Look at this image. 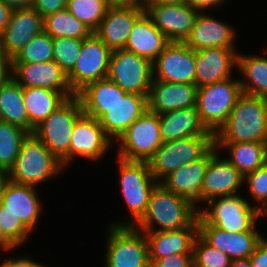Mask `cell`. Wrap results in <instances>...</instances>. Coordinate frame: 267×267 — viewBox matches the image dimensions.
Wrapping results in <instances>:
<instances>
[{
	"mask_svg": "<svg viewBox=\"0 0 267 267\" xmlns=\"http://www.w3.org/2000/svg\"><path fill=\"white\" fill-rule=\"evenodd\" d=\"M198 210L190 200L158 182L151 192L146 213L134 227L142 232L178 230L190 226L197 219Z\"/></svg>",
	"mask_w": 267,
	"mask_h": 267,
	"instance_id": "obj_1",
	"label": "cell"
},
{
	"mask_svg": "<svg viewBox=\"0 0 267 267\" xmlns=\"http://www.w3.org/2000/svg\"><path fill=\"white\" fill-rule=\"evenodd\" d=\"M214 140L215 143H267V98L243 93Z\"/></svg>",
	"mask_w": 267,
	"mask_h": 267,
	"instance_id": "obj_2",
	"label": "cell"
},
{
	"mask_svg": "<svg viewBox=\"0 0 267 267\" xmlns=\"http://www.w3.org/2000/svg\"><path fill=\"white\" fill-rule=\"evenodd\" d=\"M64 168L61 160L51 153L33 133L23 140L9 180L16 184L37 186L55 177Z\"/></svg>",
	"mask_w": 267,
	"mask_h": 267,
	"instance_id": "obj_3",
	"label": "cell"
},
{
	"mask_svg": "<svg viewBox=\"0 0 267 267\" xmlns=\"http://www.w3.org/2000/svg\"><path fill=\"white\" fill-rule=\"evenodd\" d=\"M119 185L131 213L128 222L112 226H134L146 213L149 198L158 181L153 177L148 162L127 161L119 158Z\"/></svg>",
	"mask_w": 267,
	"mask_h": 267,
	"instance_id": "obj_4",
	"label": "cell"
},
{
	"mask_svg": "<svg viewBox=\"0 0 267 267\" xmlns=\"http://www.w3.org/2000/svg\"><path fill=\"white\" fill-rule=\"evenodd\" d=\"M206 203L208 209H199L198 214L208 224L232 233L257 231L256 221L262 217L260 206H252L239 194L216 197Z\"/></svg>",
	"mask_w": 267,
	"mask_h": 267,
	"instance_id": "obj_5",
	"label": "cell"
},
{
	"mask_svg": "<svg viewBox=\"0 0 267 267\" xmlns=\"http://www.w3.org/2000/svg\"><path fill=\"white\" fill-rule=\"evenodd\" d=\"M225 79L197 89L196 108L207 129L214 135L225 124L243 94L240 80Z\"/></svg>",
	"mask_w": 267,
	"mask_h": 267,
	"instance_id": "obj_6",
	"label": "cell"
},
{
	"mask_svg": "<svg viewBox=\"0 0 267 267\" xmlns=\"http://www.w3.org/2000/svg\"><path fill=\"white\" fill-rule=\"evenodd\" d=\"M214 145V136H190L162 143L148 161L150 171L161 182L179 167L202 158Z\"/></svg>",
	"mask_w": 267,
	"mask_h": 267,
	"instance_id": "obj_7",
	"label": "cell"
},
{
	"mask_svg": "<svg viewBox=\"0 0 267 267\" xmlns=\"http://www.w3.org/2000/svg\"><path fill=\"white\" fill-rule=\"evenodd\" d=\"M83 114L77 95L69 97L52 112L33 132L59 160L69 153L71 135L77 119Z\"/></svg>",
	"mask_w": 267,
	"mask_h": 267,
	"instance_id": "obj_8",
	"label": "cell"
},
{
	"mask_svg": "<svg viewBox=\"0 0 267 267\" xmlns=\"http://www.w3.org/2000/svg\"><path fill=\"white\" fill-rule=\"evenodd\" d=\"M105 267H151L144 232L134 226H110Z\"/></svg>",
	"mask_w": 267,
	"mask_h": 267,
	"instance_id": "obj_9",
	"label": "cell"
},
{
	"mask_svg": "<svg viewBox=\"0 0 267 267\" xmlns=\"http://www.w3.org/2000/svg\"><path fill=\"white\" fill-rule=\"evenodd\" d=\"M118 158L127 161L148 162L162 146L159 114L147 110L116 140Z\"/></svg>",
	"mask_w": 267,
	"mask_h": 267,
	"instance_id": "obj_10",
	"label": "cell"
},
{
	"mask_svg": "<svg viewBox=\"0 0 267 267\" xmlns=\"http://www.w3.org/2000/svg\"><path fill=\"white\" fill-rule=\"evenodd\" d=\"M107 78L126 93L148 98L153 81V62L125 49L113 50Z\"/></svg>",
	"mask_w": 267,
	"mask_h": 267,
	"instance_id": "obj_11",
	"label": "cell"
},
{
	"mask_svg": "<svg viewBox=\"0 0 267 267\" xmlns=\"http://www.w3.org/2000/svg\"><path fill=\"white\" fill-rule=\"evenodd\" d=\"M111 52L94 32L83 40L78 60L67 74L68 83L75 94L87 84L107 78Z\"/></svg>",
	"mask_w": 267,
	"mask_h": 267,
	"instance_id": "obj_12",
	"label": "cell"
},
{
	"mask_svg": "<svg viewBox=\"0 0 267 267\" xmlns=\"http://www.w3.org/2000/svg\"><path fill=\"white\" fill-rule=\"evenodd\" d=\"M112 144V139L105 133L99 121L83 113L74 125L69 153L61 163L64 167L68 166L76 156L97 161L104 157Z\"/></svg>",
	"mask_w": 267,
	"mask_h": 267,
	"instance_id": "obj_13",
	"label": "cell"
},
{
	"mask_svg": "<svg viewBox=\"0 0 267 267\" xmlns=\"http://www.w3.org/2000/svg\"><path fill=\"white\" fill-rule=\"evenodd\" d=\"M196 51L184 42H170L153 61V79L195 84Z\"/></svg>",
	"mask_w": 267,
	"mask_h": 267,
	"instance_id": "obj_14",
	"label": "cell"
},
{
	"mask_svg": "<svg viewBox=\"0 0 267 267\" xmlns=\"http://www.w3.org/2000/svg\"><path fill=\"white\" fill-rule=\"evenodd\" d=\"M146 14L171 42H184L199 12L190 5L147 3Z\"/></svg>",
	"mask_w": 267,
	"mask_h": 267,
	"instance_id": "obj_15",
	"label": "cell"
},
{
	"mask_svg": "<svg viewBox=\"0 0 267 267\" xmlns=\"http://www.w3.org/2000/svg\"><path fill=\"white\" fill-rule=\"evenodd\" d=\"M198 234L212 247L234 259L249 258L263 238L258 231L227 232L208 224L198 214Z\"/></svg>",
	"mask_w": 267,
	"mask_h": 267,
	"instance_id": "obj_16",
	"label": "cell"
},
{
	"mask_svg": "<svg viewBox=\"0 0 267 267\" xmlns=\"http://www.w3.org/2000/svg\"><path fill=\"white\" fill-rule=\"evenodd\" d=\"M12 78L23 88H47L64 92L69 97L76 95L68 83L67 73L53 60L39 63H12Z\"/></svg>",
	"mask_w": 267,
	"mask_h": 267,
	"instance_id": "obj_17",
	"label": "cell"
},
{
	"mask_svg": "<svg viewBox=\"0 0 267 267\" xmlns=\"http://www.w3.org/2000/svg\"><path fill=\"white\" fill-rule=\"evenodd\" d=\"M235 48H204L196 51L195 85L200 88L232 76L237 67L238 51Z\"/></svg>",
	"mask_w": 267,
	"mask_h": 267,
	"instance_id": "obj_18",
	"label": "cell"
},
{
	"mask_svg": "<svg viewBox=\"0 0 267 267\" xmlns=\"http://www.w3.org/2000/svg\"><path fill=\"white\" fill-rule=\"evenodd\" d=\"M219 152L210 160L201 185V202L238 194L245 176Z\"/></svg>",
	"mask_w": 267,
	"mask_h": 267,
	"instance_id": "obj_19",
	"label": "cell"
},
{
	"mask_svg": "<svg viewBox=\"0 0 267 267\" xmlns=\"http://www.w3.org/2000/svg\"><path fill=\"white\" fill-rule=\"evenodd\" d=\"M36 187L8 181L0 198L1 213H11L32 232L41 212Z\"/></svg>",
	"mask_w": 267,
	"mask_h": 267,
	"instance_id": "obj_20",
	"label": "cell"
},
{
	"mask_svg": "<svg viewBox=\"0 0 267 267\" xmlns=\"http://www.w3.org/2000/svg\"><path fill=\"white\" fill-rule=\"evenodd\" d=\"M218 153L214 145L202 158L185 164L166 176L162 183L169 191L190 200L197 207L201 185L210 160Z\"/></svg>",
	"mask_w": 267,
	"mask_h": 267,
	"instance_id": "obj_21",
	"label": "cell"
},
{
	"mask_svg": "<svg viewBox=\"0 0 267 267\" xmlns=\"http://www.w3.org/2000/svg\"><path fill=\"white\" fill-rule=\"evenodd\" d=\"M197 89L195 84L152 81L147 98L148 110L163 114L196 106Z\"/></svg>",
	"mask_w": 267,
	"mask_h": 267,
	"instance_id": "obj_22",
	"label": "cell"
},
{
	"mask_svg": "<svg viewBox=\"0 0 267 267\" xmlns=\"http://www.w3.org/2000/svg\"><path fill=\"white\" fill-rule=\"evenodd\" d=\"M43 31V17L31 6L13 9L10 21L1 34L6 54L12 59L35 36Z\"/></svg>",
	"mask_w": 267,
	"mask_h": 267,
	"instance_id": "obj_23",
	"label": "cell"
},
{
	"mask_svg": "<svg viewBox=\"0 0 267 267\" xmlns=\"http://www.w3.org/2000/svg\"><path fill=\"white\" fill-rule=\"evenodd\" d=\"M145 8L108 7L94 33L113 51L125 49L129 34Z\"/></svg>",
	"mask_w": 267,
	"mask_h": 267,
	"instance_id": "obj_24",
	"label": "cell"
},
{
	"mask_svg": "<svg viewBox=\"0 0 267 267\" xmlns=\"http://www.w3.org/2000/svg\"><path fill=\"white\" fill-rule=\"evenodd\" d=\"M235 30L208 13H199L184 43L195 51L218 47L235 48Z\"/></svg>",
	"mask_w": 267,
	"mask_h": 267,
	"instance_id": "obj_25",
	"label": "cell"
},
{
	"mask_svg": "<svg viewBox=\"0 0 267 267\" xmlns=\"http://www.w3.org/2000/svg\"><path fill=\"white\" fill-rule=\"evenodd\" d=\"M147 110L146 96L127 93L123 99L109 108L108 112L104 113L98 121L105 133L115 142Z\"/></svg>",
	"mask_w": 267,
	"mask_h": 267,
	"instance_id": "obj_26",
	"label": "cell"
},
{
	"mask_svg": "<svg viewBox=\"0 0 267 267\" xmlns=\"http://www.w3.org/2000/svg\"><path fill=\"white\" fill-rule=\"evenodd\" d=\"M144 234L148 242L149 259H160L173 254H192L193 243L198 235V217L188 227Z\"/></svg>",
	"mask_w": 267,
	"mask_h": 267,
	"instance_id": "obj_27",
	"label": "cell"
},
{
	"mask_svg": "<svg viewBox=\"0 0 267 267\" xmlns=\"http://www.w3.org/2000/svg\"><path fill=\"white\" fill-rule=\"evenodd\" d=\"M159 123L163 143L190 136H214L202 122L196 106L163 113Z\"/></svg>",
	"mask_w": 267,
	"mask_h": 267,
	"instance_id": "obj_28",
	"label": "cell"
},
{
	"mask_svg": "<svg viewBox=\"0 0 267 267\" xmlns=\"http://www.w3.org/2000/svg\"><path fill=\"white\" fill-rule=\"evenodd\" d=\"M170 42L144 12L132 27L125 50L153 62Z\"/></svg>",
	"mask_w": 267,
	"mask_h": 267,
	"instance_id": "obj_29",
	"label": "cell"
},
{
	"mask_svg": "<svg viewBox=\"0 0 267 267\" xmlns=\"http://www.w3.org/2000/svg\"><path fill=\"white\" fill-rule=\"evenodd\" d=\"M127 93L108 78L87 84L76 95L81 101L83 113L99 119Z\"/></svg>",
	"mask_w": 267,
	"mask_h": 267,
	"instance_id": "obj_30",
	"label": "cell"
},
{
	"mask_svg": "<svg viewBox=\"0 0 267 267\" xmlns=\"http://www.w3.org/2000/svg\"><path fill=\"white\" fill-rule=\"evenodd\" d=\"M23 98L30 122V133H33L35 128L61 106L69 96L61 91L27 87L23 88Z\"/></svg>",
	"mask_w": 267,
	"mask_h": 267,
	"instance_id": "obj_31",
	"label": "cell"
},
{
	"mask_svg": "<svg viewBox=\"0 0 267 267\" xmlns=\"http://www.w3.org/2000/svg\"><path fill=\"white\" fill-rule=\"evenodd\" d=\"M0 120L22 127L30 133L23 87L12 77L0 82Z\"/></svg>",
	"mask_w": 267,
	"mask_h": 267,
	"instance_id": "obj_32",
	"label": "cell"
},
{
	"mask_svg": "<svg viewBox=\"0 0 267 267\" xmlns=\"http://www.w3.org/2000/svg\"><path fill=\"white\" fill-rule=\"evenodd\" d=\"M219 150L227 149L230 157L226 158L244 176L267 163V143L265 142H237L215 143Z\"/></svg>",
	"mask_w": 267,
	"mask_h": 267,
	"instance_id": "obj_33",
	"label": "cell"
},
{
	"mask_svg": "<svg viewBox=\"0 0 267 267\" xmlns=\"http://www.w3.org/2000/svg\"><path fill=\"white\" fill-rule=\"evenodd\" d=\"M236 68L245 76L244 81L239 79L244 94L267 98V57L238 52Z\"/></svg>",
	"mask_w": 267,
	"mask_h": 267,
	"instance_id": "obj_34",
	"label": "cell"
},
{
	"mask_svg": "<svg viewBox=\"0 0 267 267\" xmlns=\"http://www.w3.org/2000/svg\"><path fill=\"white\" fill-rule=\"evenodd\" d=\"M44 32L52 38L85 39L93 32L83 22L73 16L67 8L43 17Z\"/></svg>",
	"mask_w": 267,
	"mask_h": 267,
	"instance_id": "obj_35",
	"label": "cell"
},
{
	"mask_svg": "<svg viewBox=\"0 0 267 267\" xmlns=\"http://www.w3.org/2000/svg\"><path fill=\"white\" fill-rule=\"evenodd\" d=\"M28 134L22 127L0 120V169L9 172L13 168Z\"/></svg>",
	"mask_w": 267,
	"mask_h": 267,
	"instance_id": "obj_36",
	"label": "cell"
},
{
	"mask_svg": "<svg viewBox=\"0 0 267 267\" xmlns=\"http://www.w3.org/2000/svg\"><path fill=\"white\" fill-rule=\"evenodd\" d=\"M107 0H68L67 9L78 20L87 25L92 32L105 17Z\"/></svg>",
	"mask_w": 267,
	"mask_h": 267,
	"instance_id": "obj_37",
	"label": "cell"
},
{
	"mask_svg": "<svg viewBox=\"0 0 267 267\" xmlns=\"http://www.w3.org/2000/svg\"><path fill=\"white\" fill-rule=\"evenodd\" d=\"M51 60H53V38L43 31L12 58V63H39Z\"/></svg>",
	"mask_w": 267,
	"mask_h": 267,
	"instance_id": "obj_38",
	"label": "cell"
},
{
	"mask_svg": "<svg viewBox=\"0 0 267 267\" xmlns=\"http://www.w3.org/2000/svg\"><path fill=\"white\" fill-rule=\"evenodd\" d=\"M192 261L193 267H231L232 259L198 234L193 243Z\"/></svg>",
	"mask_w": 267,
	"mask_h": 267,
	"instance_id": "obj_39",
	"label": "cell"
},
{
	"mask_svg": "<svg viewBox=\"0 0 267 267\" xmlns=\"http://www.w3.org/2000/svg\"><path fill=\"white\" fill-rule=\"evenodd\" d=\"M83 40L66 37L53 38V61L67 74L78 60Z\"/></svg>",
	"mask_w": 267,
	"mask_h": 267,
	"instance_id": "obj_40",
	"label": "cell"
},
{
	"mask_svg": "<svg viewBox=\"0 0 267 267\" xmlns=\"http://www.w3.org/2000/svg\"><path fill=\"white\" fill-rule=\"evenodd\" d=\"M248 192L260 206L262 216L267 212V163L245 175Z\"/></svg>",
	"mask_w": 267,
	"mask_h": 267,
	"instance_id": "obj_41",
	"label": "cell"
},
{
	"mask_svg": "<svg viewBox=\"0 0 267 267\" xmlns=\"http://www.w3.org/2000/svg\"><path fill=\"white\" fill-rule=\"evenodd\" d=\"M0 230L5 238L15 247H20L28 239L31 231L11 213H1L0 203Z\"/></svg>",
	"mask_w": 267,
	"mask_h": 267,
	"instance_id": "obj_42",
	"label": "cell"
},
{
	"mask_svg": "<svg viewBox=\"0 0 267 267\" xmlns=\"http://www.w3.org/2000/svg\"><path fill=\"white\" fill-rule=\"evenodd\" d=\"M149 262L151 267H193L192 254H173Z\"/></svg>",
	"mask_w": 267,
	"mask_h": 267,
	"instance_id": "obj_43",
	"label": "cell"
},
{
	"mask_svg": "<svg viewBox=\"0 0 267 267\" xmlns=\"http://www.w3.org/2000/svg\"><path fill=\"white\" fill-rule=\"evenodd\" d=\"M68 0H33L32 8L42 17L67 8Z\"/></svg>",
	"mask_w": 267,
	"mask_h": 267,
	"instance_id": "obj_44",
	"label": "cell"
},
{
	"mask_svg": "<svg viewBox=\"0 0 267 267\" xmlns=\"http://www.w3.org/2000/svg\"><path fill=\"white\" fill-rule=\"evenodd\" d=\"M252 267H267V240L263 237L249 257Z\"/></svg>",
	"mask_w": 267,
	"mask_h": 267,
	"instance_id": "obj_45",
	"label": "cell"
},
{
	"mask_svg": "<svg viewBox=\"0 0 267 267\" xmlns=\"http://www.w3.org/2000/svg\"><path fill=\"white\" fill-rule=\"evenodd\" d=\"M12 77V59L6 54L0 35V82Z\"/></svg>",
	"mask_w": 267,
	"mask_h": 267,
	"instance_id": "obj_46",
	"label": "cell"
},
{
	"mask_svg": "<svg viewBox=\"0 0 267 267\" xmlns=\"http://www.w3.org/2000/svg\"><path fill=\"white\" fill-rule=\"evenodd\" d=\"M227 0H188V5L197 10L199 13H204V10H208V8L212 9V7H218Z\"/></svg>",
	"mask_w": 267,
	"mask_h": 267,
	"instance_id": "obj_47",
	"label": "cell"
},
{
	"mask_svg": "<svg viewBox=\"0 0 267 267\" xmlns=\"http://www.w3.org/2000/svg\"><path fill=\"white\" fill-rule=\"evenodd\" d=\"M109 7L146 8L147 0H107Z\"/></svg>",
	"mask_w": 267,
	"mask_h": 267,
	"instance_id": "obj_48",
	"label": "cell"
},
{
	"mask_svg": "<svg viewBox=\"0 0 267 267\" xmlns=\"http://www.w3.org/2000/svg\"><path fill=\"white\" fill-rule=\"evenodd\" d=\"M13 9L0 0V35L10 21Z\"/></svg>",
	"mask_w": 267,
	"mask_h": 267,
	"instance_id": "obj_49",
	"label": "cell"
},
{
	"mask_svg": "<svg viewBox=\"0 0 267 267\" xmlns=\"http://www.w3.org/2000/svg\"><path fill=\"white\" fill-rule=\"evenodd\" d=\"M16 267H45L40 262H34V260L29 259V257H18L10 259Z\"/></svg>",
	"mask_w": 267,
	"mask_h": 267,
	"instance_id": "obj_50",
	"label": "cell"
},
{
	"mask_svg": "<svg viewBox=\"0 0 267 267\" xmlns=\"http://www.w3.org/2000/svg\"><path fill=\"white\" fill-rule=\"evenodd\" d=\"M12 9H20L32 6L33 0H1Z\"/></svg>",
	"mask_w": 267,
	"mask_h": 267,
	"instance_id": "obj_51",
	"label": "cell"
},
{
	"mask_svg": "<svg viewBox=\"0 0 267 267\" xmlns=\"http://www.w3.org/2000/svg\"><path fill=\"white\" fill-rule=\"evenodd\" d=\"M147 3L185 5L188 4V0H147Z\"/></svg>",
	"mask_w": 267,
	"mask_h": 267,
	"instance_id": "obj_52",
	"label": "cell"
},
{
	"mask_svg": "<svg viewBox=\"0 0 267 267\" xmlns=\"http://www.w3.org/2000/svg\"><path fill=\"white\" fill-rule=\"evenodd\" d=\"M9 181V172L0 169V198L4 191L6 183Z\"/></svg>",
	"mask_w": 267,
	"mask_h": 267,
	"instance_id": "obj_53",
	"label": "cell"
},
{
	"mask_svg": "<svg viewBox=\"0 0 267 267\" xmlns=\"http://www.w3.org/2000/svg\"><path fill=\"white\" fill-rule=\"evenodd\" d=\"M14 246L5 238L0 230V249L3 251L14 250Z\"/></svg>",
	"mask_w": 267,
	"mask_h": 267,
	"instance_id": "obj_54",
	"label": "cell"
},
{
	"mask_svg": "<svg viewBox=\"0 0 267 267\" xmlns=\"http://www.w3.org/2000/svg\"><path fill=\"white\" fill-rule=\"evenodd\" d=\"M231 267H252L249 258L246 259H234L231 262Z\"/></svg>",
	"mask_w": 267,
	"mask_h": 267,
	"instance_id": "obj_55",
	"label": "cell"
},
{
	"mask_svg": "<svg viewBox=\"0 0 267 267\" xmlns=\"http://www.w3.org/2000/svg\"><path fill=\"white\" fill-rule=\"evenodd\" d=\"M0 267H16V266L9 258L8 259L6 258L4 262L0 264Z\"/></svg>",
	"mask_w": 267,
	"mask_h": 267,
	"instance_id": "obj_56",
	"label": "cell"
}]
</instances>
